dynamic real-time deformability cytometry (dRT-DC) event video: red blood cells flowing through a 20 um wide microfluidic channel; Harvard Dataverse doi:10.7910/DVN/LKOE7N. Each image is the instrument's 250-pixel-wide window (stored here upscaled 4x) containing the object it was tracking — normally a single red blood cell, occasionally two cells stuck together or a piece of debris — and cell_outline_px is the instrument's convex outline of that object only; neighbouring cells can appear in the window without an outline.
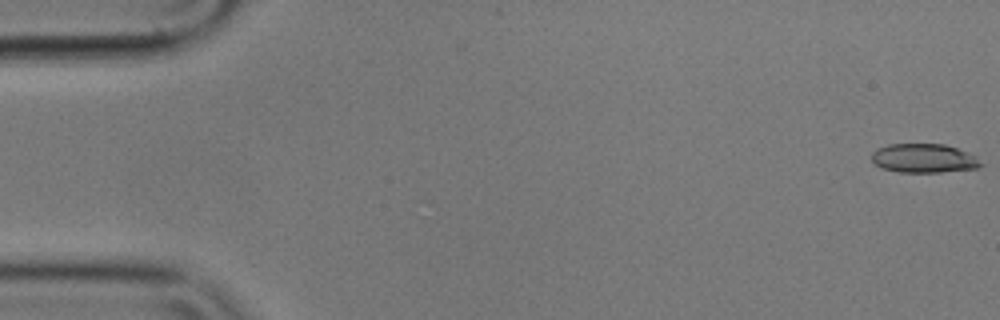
{"species": "common noctule bat (a hibernating species)", "species_latin": "Nyctalus noctula", "temperature_condition": "cold", "stored_images_in_passage": 17, "camera_frame_rate_fps": 3000, "um_per_image_px": 0.085, "animal": {"sex": "male", "body_mass_g": 17.9}, "frame": {"image": 1, "passage_image": 1, "time_ms": 0.0, "image_size_px": [1000, 320], "cell_outline_px": [[984, 164], [976, 168], [940, 172], [900, 172], [880, 168], [872, 160], [872, 152], [876, 148], [888, 144], [944, 144], [956, 148], [976, 156]], "centroid_in_image_um": [78.51, 13.45], "position_along_channel_um": 6.5, "area_um2": 18.44}}
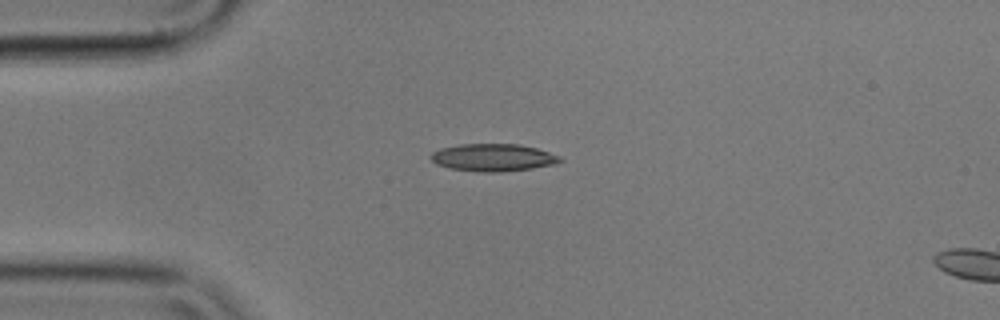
{"frame": {"image": 2, "passage_image": 14, "time_ms": 4.333, "image_size_px": [1000, 320], "cell_outline_px": [[564, 160], [552, 164], [532, 168], [500, 172], [480, 172], [452, 168], [436, 164], [432, 160], [432, 152], [440, 148], [460, 144], [520, 144], [536, 148], [560, 156]], "centroid_in_image_um": [41.91, 13.38], "position_along_channel_um": 43.1, "area_um2": 20.46}}